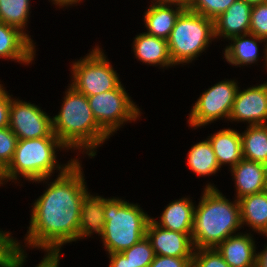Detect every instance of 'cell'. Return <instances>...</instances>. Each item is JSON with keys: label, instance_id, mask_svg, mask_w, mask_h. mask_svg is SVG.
Listing matches in <instances>:
<instances>
[{"label": "cell", "instance_id": "cb8c5ba5", "mask_svg": "<svg viewBox=\"0 0 267 267\" xmlns=\"http://www.w3.org/2000/svg\"><path fill=\"white\" fill-rule=\"evenodd\" d=\"M244 159L267 163V124L249 125L240 133Z\"/></svg>", "mask_w": 267, "mask_h": 267}, {"label": "cell", "instance_id": "d4e9b609", "mask_svg": "<svg viewBox=\"0 0 267 267\" xmlns=\"http://www.w3.org/2000/svg\"><path fill=\"white\" fill-rule=\"evenodd\" d=\"M187 160L190 170L198 176L209 177L220 170L212 145L207 138L191 147Z\"/></svg>", "mask_w": 267, "mask_h": 267}, {"label": "cell", "instance_id": "5b68a950", "mask_svg": "<svg viewBox=\"0 0 267 267\" xmlns=\"http://www.w3.org/2000/svg\"><path fill=\"white\" fill-rule=\"evenodd\" d=\"M104 237L102 243L108 254L121 253L146 236L151 217L140 205L121 198H108L104 206Z\"/></svg>", "mask_w": 267, "mask_h": 267}, {"label": "cell", "instance_id": "5bb4252c", "mask_svg": "<svg viewBox=\"0 0 267 267\" xmlns=\"http://www.w3.org/2000/svg\"><path fill=\"white\" fill-rule=\"evenodd\" d=\"M236 187V200L267 189L266 165L242 159L230 169Z\"/></svg>", "mask_w": 267, "mask_h": 267}, {"label": "cell", "instance_id": "7c38bea8", "mask_svg": "<svg viewBox=\"0 0 267 267\" xmlns=\"http://www.w3.org/2000/svg\"><path fill=\"white\" fill-rule=\"evenodd\" d=\"M146 237L150 241L155 255L193 257L194 246L191 233L166 230L150 219L146 228Z\"/></svg>", "mask_w": 267, "mask_h": 267}, {"label": "cell", "instance_id": "b9f144b4", "mask_svg": "<svg viewBox=\"0 0 267 267\" xmlns=\"http://www.w3.org/2000/svg\"><path fill=\"white\" fill-rule=\"evenodd\" d=\"M4 184L3 181V171L0 169V185Z\"/></svg>", "mask_w": 267, "mask_h": 267}, {"label": "cell", "instance_id": "ba28073f", "mask_svg": "<svg viewBox=\"0 0 267 267\" xmlns=\"http://www.w3.org/2000/svg\"><path fill=\"white\" fill-rule=\"evenodd\" d=\"M87 99L96 122L109 136L124 123L136 121L141 116L140 108L121 83L111 91L87 96Z\"/></svg>", "mask_w": 267, "mask_h": 267}, {"label": "cell", "instance_id": "30bf717a", "mask_svg": "<svg viewBox=\"0 0 267 267\" xmlns=\"http://www.w3.org/2000/svg\"><path fill=\"white\" fill-rule=\"evenodd\" d=\"M9 128L18 140L57 138L50 115L37 105L20 99L11 100Z\"/></svg>", "mask_w": 267, "mask_h": 267}, {"label": "cell", "instance_id": "484cf974", "mask_svg": "<svg viewBox=\"0 0 267 267\" xmlns=\"http://www.w3.org/2000/svg\"><path fill=\"white\" fill-rule=\"evenodd\" d=\"M30 0H0V21L19 28L26 33V25L30 15Z\"/></svg>", "mask_w": 267, "mask_h": 267}, {"label": "cell", "instance_id": "8d00e7d4", "mask_svg": "<svg viewBox=\"0 0 267 267\" xmlns=\"http://www.w3.org/2000/svg\"><path fill=\"white\" fill-rule=\"evenodd\" d=\"M153 1L158 4L177 5L183 9H189L191 4V0H152L151 2Z\"/></svg>", "mask_w": 267, "mask_h": 267}, {"label": "cell", "instance_id": "3957f363", "mask_svg": "<svg viewBox=\"0 0 267 267\" xmlns=\"http://www.w3.org/2000/svg\"><path fill=\"white\" fill-rule=\"evenodd\" d=\"M208 183L194 209L191 239L194 249L216 248L242 227L238 200H228Z\"/></svg>", "mask_w": 267, "mask_h": 267}, {"label": "cell", "instance_id": "d590c367", "mask_svg": "<svg viewBox=\"0 0 267 267\" xmlns=\"http://www.w3.org/2000/svg\"><path fill=\"white\" fill-rule=\"evenodd\" d=\"M60 254H46L36 267H59Z\"/></svg>", "mask_w": 267, "mask_h": 267}, {"label": "cell", "instance_id": "6da1fadb", "mask_svg": "<svg viewBox=\"0 0 267 267\" xmlns=\"http://www.w3.org/2000/svg\"><path fill=\"white\" fill-rule=\"evenodd\" d=\"M81 166L76 159L35 200L25 246L41 248L45 254H61L62 245L78 240L81 204L87 187Z\"/></svg>", "mask_w": 267, "mask_h": 267}, {"label": "cell", "instance_id": "9c48e42d", "mask_svg": "<svg viewBox=\"0 0 267 267\" xmlns=\"http://www.w3.org/2000/svg\"><path fill=\"white\" fill-rule=\"evenodd\" d=\"M237 83L232 79L220 81L202 93L189 113V126L196 129L220 118L228 121L239 89Z\"/></svg>", "mask_w": 267, "mask_h": 267}, {"label": "cell", "instance_id": "4dcf8cb0", "mask_svg": "<svg viewBox=\"0 0 267 267\" xmlns=\"http://www.w3.org/2000/svg\"><path fill=\"white\" fill-rule=\"evenodd\" d=\"M18 138L9 127L0 129V169L3 171L12 161Z\"/></svg>", "mask_w": 267, "mask_h": 267}, {"label": "cell", "instance_id": "ffe728a7", "mask_svg": "<svg viewBox=\"0 0 267 267\" xmlns=\"http://www.w3.org/2000/svg\"><path fill=\"white\" fill-rule=\"evenodd\" d=\"M207 139L212 145L220 168L228 164L231 169L243 159L242 139L239 132L230 128L220 129Z\"/></svg>", "mask_w": 267, "mask_h": 267}, {"label": "cell", "instance_id": "ac0fdd59", "mask_svg": "<svg viewBox=\"0 0 267 267\" xmlns=\"http://www.w3.org/2000/svg\"><path fill=\"white\" fill-rule=\"evenodd\" d=\"M133 51L137 60L152 66L172 67V63L168 42L156 36L147 33L136 35L133 41Z\"/></svg>", "mask_w": 267, "mask_h": 267}, {"label": "cell", "instance_id": "836d02e7", "mask_svg": "<svg viewBox=\"0 0 267 267\" xmlns=\"http://www.w3.org/2000/svg\"><path fill=\"white\" fill-rule=\"evenodd\" d=\"M11 96L0 84V129L9 127Z\"/></svg>", "mask_w": 267, "mask_h": 267}, {"label": "cell", "instance_id": "603a6c76", "mask_svg": "<svg viewBox=\"0 0 267 267\" xmlns=\"http://www.w3.org/2000/svg\"><path fill=\"white\" fill-rule=\"evenodd\" d=\"M230 41L231 43L224 49V58L230 65L241 67L242 65H252L259 60V45H257V42H265V39L248 33L233 37Z\"/></svg>", "mask_w": 267, "mask_h": 267}, {"label": "cell", "instance_id": "74e56055", "mask_svg": "<svg viewBox=\"0 0 267 267\" xmlns=\"http://www.w3.org/2000/svg\"><path fill=\"white\" fill-rule=\"evenodd\" d=\"M267 237V235H263ZM256 267H267V245L261 252H257Z\"/></svg>", "mask_w": 267, "mask_h": 267}, {"label": "cell", "instance_id": "1f68e13d", "mask_svg": "<svg viewBox=\"0 0 267 267\" xmlns=\"http://www.w3.org/2000/svg\"><path fill=\"white\" fill-rule=\"evenodd\" d=\"M249 33L267 39V2L252 6Z\"/></svg>", "mask_w": 267, "mask_h": 267}, {"label": "cell", "instance_id": "9a60e30c", "mask_svg": "<svg viewBox=\"0 0 267 267\" xmlns=\"http://www.w3.org/2000/svg\"><path fill=\"white\" fill-rule=\"evenodd\" d=\"M252 6L243 0H236L225 12L214 20L215 38L233 37L248 34Z\"/></svg>", "mask_w": 267, "mask_h": 267}, {"label": "cell", "instance_id": "2e32d148", "mask_svg": "<svg viewBox=\"0 0 267 267\" xmlns=\"http://www.w3.org/2000/svg\"><path fill=\"white\" fill-rule=\"evenodd\" d=\"M251 233L229 236L216 249L230 267H256V245Z\"/></svg>", "mask_w": 267, "mask_h": 267}, {"label": "cell", "instance_id": "8992f818", "mask_svg": "<svg viewBox=\"0 0 267 267\" xmlns=\"http://www.w3.org/2000/svg\"><path fill=\"white\" fill-rule=\"evenodd\" d=\"M214 39V21L184 9L167 39L172 63L175 66L192 63Z\"/></svg>", "mask_w": 267, "mask_h": 267}, {"label": "cell", "instance_id": "f546056e", "mask_svg": "<svg viewBox=\"0 0 267 267\" xmlns=\"http://www.w3.org/2000/svg\"><path fill=\"white\" fill-rule=\"evenodd\" d=\"M192 267H230L216 248L194 249Z\"/></svg>", "mask_w": 267, "mask_h": 267}, {"label": "cell", "instance_id": "4316f807", "mask_svg": "<svg viewBox=\"0 0 267 267\" xmlns=\"http://www.w3.org/2000/svg\"><path fill=\"white\" fill-rule=\"evenodd\" d=\"M12 233L0 230V267H22L27 254Z\"/></svg>", "mask_w": 267, "mask_h": 267}, {"label": "cell", "instance_id": "52a82bcc", "mask_svg": "<svg viewBox=\"0 0 267 267\" xmlns=\"http://www.w3.org/2000/svg\"><path fill=\"white\" fill-rule=\"evenodd\" d=\"M71 69L70 85L86 96L111 91L121 83L119 74L99 46L73 62Z\"/></svg>", "mask_w": 267, "mask_h": 267}, {"label": "cell", "instance_id": "83f0119b", "mask_svg": "<svg viewBox=\"0 0 267 267\" xmlns=\"http://www.w3.org/2000/svg\"><path fill=\"white\" fill-rule=\"evenodd\" d=\"M121 253L129 259L135 267H149L155 257L154 250L146 236Z\"/></svg>", "mask_w": 267, "mask_h": 267}, {"label": "cell", "instance_id": "d6a6232c", "mask_svg": "<svg viewBox=\"0 0 267 267\" xmlns=\"http://www.w3.org/2000/svg\"><path fill=\"white\" fill-rule=\"evenodd\" d=\"M149 267H192V257L155 255Z\"/></svg>", "mask_w": 267, "mask_h": 267}, {"label": "cell", "instance_id": "277c9868", "mask_svg": "<svg viewBox=\"0 0 267 267\" xmlns=\"http://www.w3.org/2000/svg\"><path fill=\"white\" fill-rule=\"evenodd\" d=\"M58 148L68 150L58 138L18 140L12 161L3 170L4 183L11 180L18 181L20 174L21 177L33 183L45 181L48 183L54 170L63 173L77 159L69 160L64 166L60 165L56 160Z\"/></svg>", "mask_w": 267, "mask_h": 267}, {"label": "cell", "instance_id": "8fae6325", "mask_svg": "<svg viewBox=\"0 0 267 267\" xmlns=\"http://www.w3.org/2000/svg\"><path fill=\"white\" fill-rule=\"evenodd\" d=\"M229 121L267 124V82L237 91Z\"/></svg>", "mask_w": 267, "mask_h": 267}, {"label": "cell", "instance_id": "7402d4cb", "mask_svg": "<svg viewBox=\"0 0 267 267\" xmlns=\"http://www.w3.org/2000/svg\"><path fill=\"white\" fill-rule=\"evenodd\" d=\"M238 201L242 227L246 224L252 231L267 235V189Z\"/></svg>", "mask_w": 267, "mask_h": 267}, {"label": "cell", "instance_id": "e575fe53", "mask_svg": "<svg viewBox=\"0 0 267 267\" xmlns=\"http://www.w3.org/2000/svg\"><path fill=\"white\" fill-rule=\"evenodd\" d=\"M108 255L110 259L109 267H135L122 253H112Z\"/></svg>", "mask_w": 267, "mask_h": 267}, {"label": "cell", "instance_id": "7a4b0ae2", "mask_svg": "<svg viewBox=\"0 0 267 267\" xmlns=\"http://www.w3.org/2000/svg\"><path fill=\"white\" fill-rule=\"evenodd\" d=\"M63 99L59 113L52 118L53 133L68 150H83L94 158L97 147L110 136L96 122L86 95L70 85Z\"/></svg>", "mask_w": 267, "mask_h": 267}, {"label": "cell", "instance_id": "60d3db41", "mask_svg": "<svg viewBox=\"0 0 267 267\" xmlns=\"http://www.w3.org/2000/svg\"><path fill=\"white\" fill-rule=\"evenodd\" d=\"M265 42H266V45H265V48H264V50H263V51H264L263 53L265 54V55H264V60H265L264 63H265V67H267V39L265 40ZM266 69H267V68H266Z\"/></svg>", "mask_w": 267, "mask_h": 267}, {"label": "cell", "instance_id": "e0dca14e", "mask_svg": "<svg viewBox=\"0 0 267 267\" xmlns=\"http://www.w3.org/2000/svg\"><path fill=\"white\" fill-rule=\"evenodd\" d=\"M85 189L80 210L78 240L85 237H91L98 233L101 239L104 237V206L107 198L102 196H93Z\"/></svg>", "mask_w": 267, "mask_h": 267}, {"label": "cell", "instance_id": "ab89813d", "mask_svg": "<svg viewBox=\"0 0 267 267\" xmlns=\"http://www.w3.org/2000/svg\"><path fill=\"white\" fill-rule=\"evenodd\" d=\"M243 1H245L246 3H248L251 6H255V5L263 4V3L267 2V0H243Z\"/></svg>", "mask_w": 267, "mask_h": 267}, {"label": "cell", "instance_id": "d6986e66", "mask_svg": "<svg viewBox=\"0 0 267 267\" xmlns=\"http://www.w3.org/2000/svg\"><path fill=\"white\" fill-rule=\"evenodd\" d=\"M195 205L188 197L174 200L169 203L157 221L151 218L153 222L170 231H177L181 233H192L194 220Z\"/></svg>", "mask_w": 267, "mask_h": 267}, {"label": "cell", "instance_id": "f35d334b", "mask_svg": "<svg viewBox=\"0 0 267 267\" xmlns=\"http://www.w3.org/2000/svg\"><path fill=\"white\" fill-rule=\"evenodd\" d=\"M53 2V4L59 6L60 7H67V6H73L76 3L78 4L80 1L82 0H51ZM73 4V5H72Z\"/></svg>", "mask_w": 267, "mask_h": 267}, {"label": "cell", "instance_id": "f1b7e54d", "mask_svg": "<svg viewBox=\"0 0 267 267\" xmlns=\"http://www.w3.org/2000/svg\"><path fill=\"white\" fill-rule=\"evenodd\" d=\"M235 1L236 0H191L189 9L214 21Z\"/></svg>", "mask_w": 267, "mask_h": 267}, {"label": "cell", "instance_id": "44dd1931", "mask_svg": "<svg viewBox=\"0 0 267 267\" xmlns=\"http://www.w3.org/2000/svg\"><path fill=\"white\" fill-rule=\"evenodd\" d=\"M183 10L182 7L177 5L152 2L143 16L147 30L145 33L167 40L178 16Z\"/></svg>", "mask_w": 267, "mask_h": 267}, {"label": "cell", "instance_id": "4fadbf2b", "mask_svg": "<svg viewBox=\"0 0 267 267\" xmlns=\"http://www.w3.org/2000/svg\"><path fill=\"white\" fill-rule=\"evenodd\" d=\"M35 46L19 28L0 21V58L30 64L35 57Z\"/></svg>", "mask_w": 267, "mask_h": 267}]
</instances>
